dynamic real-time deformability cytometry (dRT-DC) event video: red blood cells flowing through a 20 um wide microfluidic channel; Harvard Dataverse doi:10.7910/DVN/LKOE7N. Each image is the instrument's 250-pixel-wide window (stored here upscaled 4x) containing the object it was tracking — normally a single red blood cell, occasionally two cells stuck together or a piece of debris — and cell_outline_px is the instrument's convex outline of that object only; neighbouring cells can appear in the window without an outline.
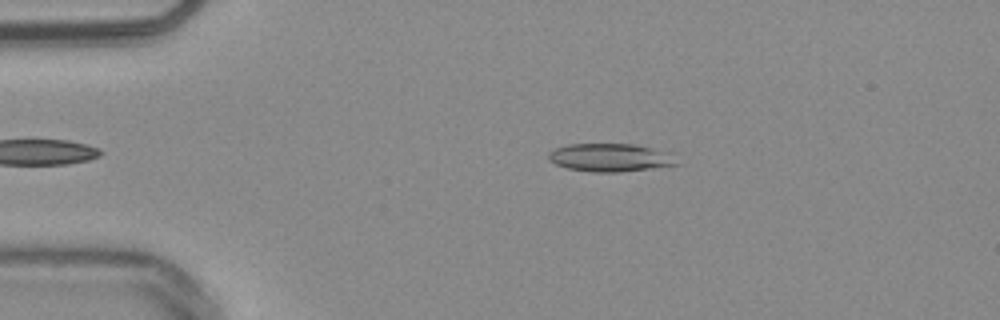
{"species": "common noctule bat (a hibernating species)", "species_latin": "Nyctalus noctula", "temperature_condition": "warm", "stored_images_in_passage": 38, "camera_frame_rate_fps": 3000, "um_per_image_px": 0.085, "animal": {"sex": "male", "body_mass_g": 20.4}, "frame": {"image": 1, "passage_image": 2, "time_ms": 0.333, "image_size_px": [1000, 320], "cell_outline_px": [[680, 164], [616, 172], [592, 172], [568, 168], [556, 164], [548, 160], [548, 152], [556, 148], [568, 144], [636, 144], [672, 152]], "centroid_in_image_um": [51.89, 13.38], "position_along_channel_um": 33.1, "area_um2": 21.04}}
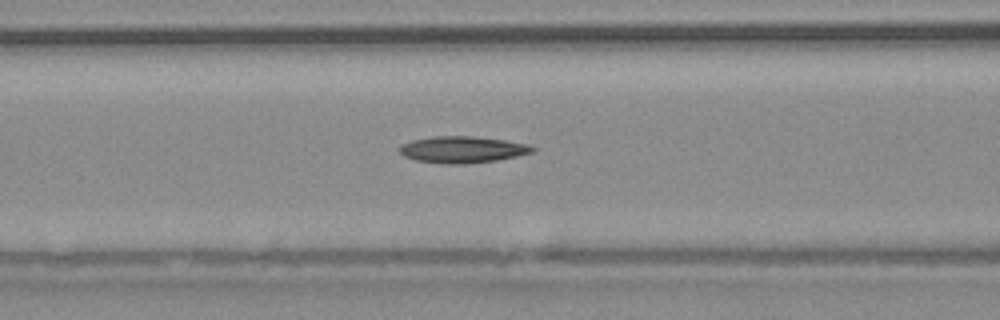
{"frame": {"image": 2, "passage_image": 13, "time_ms": 4.0, "image_size_px": [1000, 320], "cell_outline_px": [[536, 148], [532, 152], [516, 156], [496, 160], [464, 164], [452, 164], [416, 160], [404, 156], [400, 152], [400, 148], [404, 144], [412, 140], [436, 136], [472, 136], [504, 140], [528, 144]], "centroid_in_image_um": [39.33, 12.71], "position_along_channel_um": 127.3, "area_um2": 20.23}}
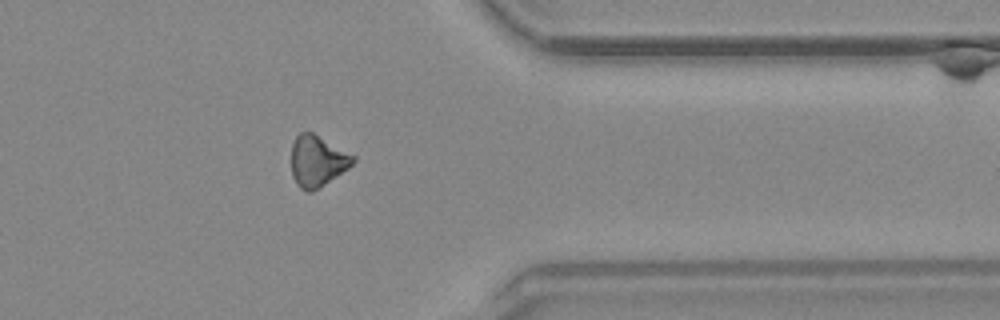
{"frame": {"image": 3, "passage_image": 34, "time_ms": 11.0, "image_size_px": [1000, 320], "cell_outline_px": [[356, 160], [348, 168], [320, 188], [312, 192], [308, 192], [300, 188], [296, 184], [292, 176], [292, 144], [296, 136], [300, 132], [312, 132], [356, 156]], "centroid_in_image_um": [26.97, 13.7], "position_along_channel_um": 384.4, "area_um2": 18.44}, "authors_computed_cell_mechanics": {"area_um2": 19.652, "velocity_mm_per_s": 3.8171, "shape_relaxation_time_tau1_ms": 4.4378, "shape_relaxation_time_tau2_ms": null, "deformation_change_tau1": 0.1084, "deformation_change_tau2": null}}